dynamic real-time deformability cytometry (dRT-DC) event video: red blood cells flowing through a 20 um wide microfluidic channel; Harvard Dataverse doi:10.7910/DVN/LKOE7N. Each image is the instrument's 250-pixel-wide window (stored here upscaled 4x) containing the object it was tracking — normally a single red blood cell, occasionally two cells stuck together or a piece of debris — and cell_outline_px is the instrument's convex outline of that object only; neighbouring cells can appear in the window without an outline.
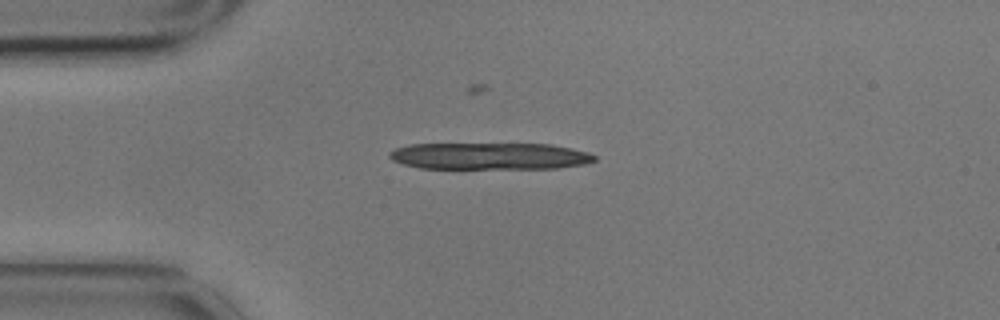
{"species": "common noctule bat (a hibernating species)", "species_latin": "Nyctalus noctula", "temperature_condition": "cold", "stored_images_in_passage": 4, "camera_frame_rate_fps": 3000, "um_per_image_px": 0.085, "animal": {"sex": "male", "body_mass_g": 17.9}, "frame": {"image": 1, "passage_image": 2, "time_ms": 0.333, "image_size_px": [1000, 320], "cell_outline_px": [[596, 160], [584, 164], [556, 168], [420, 168], [404, 164], [392, 160], [388, 156], [388, 152], [396, 148], [412, 144], [552, 144], [572, 148], [588, 152], [596, 156]], "centroid_in_image_um": [41.63, 13.26], "position_along_channel_um": 43.4, "area_um2": 31.96}}